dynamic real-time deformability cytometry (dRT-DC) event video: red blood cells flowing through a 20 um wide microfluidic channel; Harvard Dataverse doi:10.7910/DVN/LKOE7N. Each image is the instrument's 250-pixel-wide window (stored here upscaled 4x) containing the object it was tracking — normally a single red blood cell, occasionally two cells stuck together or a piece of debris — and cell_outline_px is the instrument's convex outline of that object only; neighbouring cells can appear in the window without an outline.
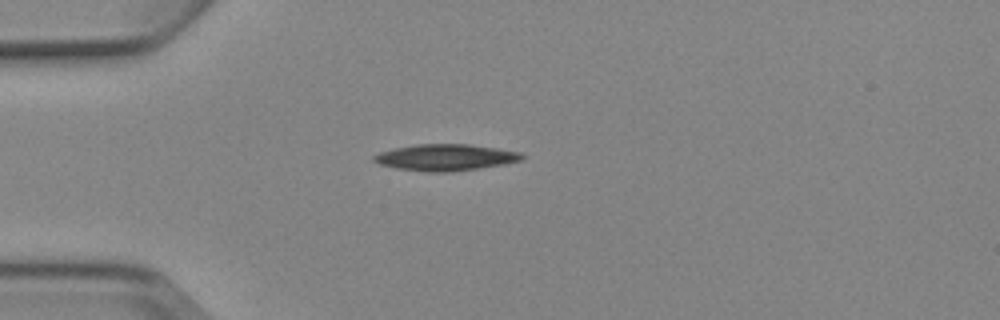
{"species": "Egyptian fruit bat (a non-hibernating species)", "species_latin": "Rousettus aegyptiacus", "temperature_condition": "cold", "stored_images_in_passage": 4, "camera_frame_rate_fps": 3000, "um_per_image_px": 0.085, "animal": {"sex": "female"}, "frame": {"image": 1, "passage_image": 1, "time_ms": 0.0, "image_size_px": [1000, 320], "cell_outline_px": [[524, 160], [504, 164], [452, 172], [428, 172], [396, 168], [380, 164], [372, 160], [372, 156], [380, 152], [396, 148], [416, 144], [468, 144], [496, 148], [520, 152], [524, 156]], "centroid_in_image_um": [37.87, 13.38], "position_along_channel_um": 47.1, "area_um2": 22.77}}
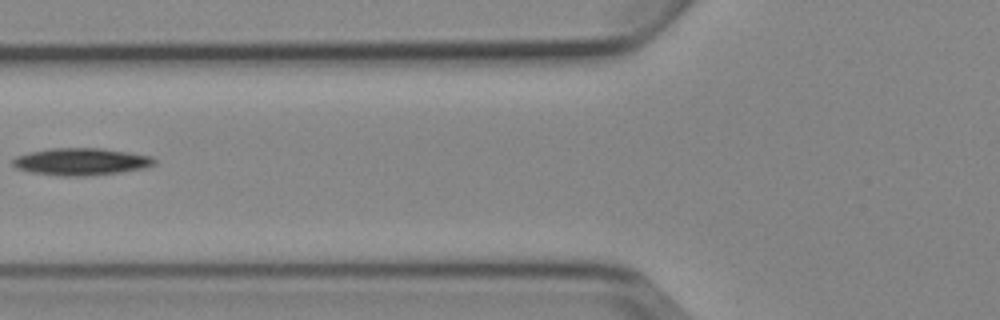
{"frame": {"image": 2, "passage_image": 3, "time_ms": 2.333, "image_size_px": [1000, 320], "cell_outline_px": [[156, 164], [144, 168], [120, 172], [84, 176], [60, 176], [32, 172], [16, 168], [12, 164], [12, 160], [16, 156], [28, 152], [48, 148], [100, 148], [128, 152], [152, 156], [156, 160]], "centroid_in_image_um": [6.88, 13.73], "position_along_channel_um": 118.9, "area_um2": 22.48}}
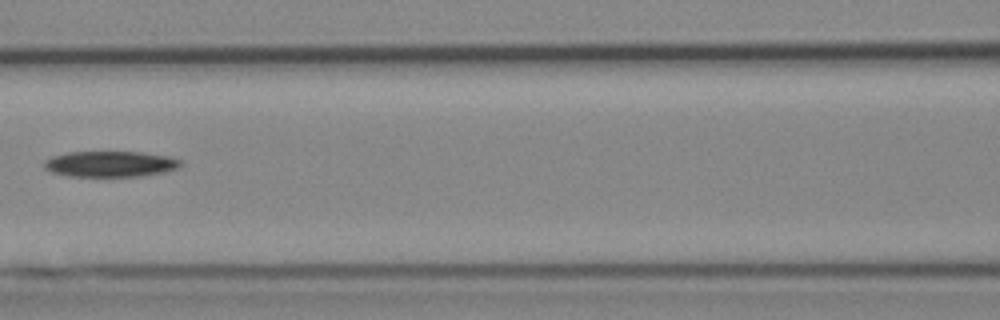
{"frame": {"image": 3, "passage_image": 4, "time_ms": 3.333, "image_size_px": [1000, 320], "cell_outline_px": [[184, 164], [180, 168], [164, 172], [140, 176], [68, 176], [52, 172], [44, 168], [44, 160], [52, 156], [68, 152], [140, 152], [168, 156], [184, 160]], "centroid_in_image_um": [9.43, 13.93], "position_along_channel_um": 157.2, "area_um2": 20.69}}